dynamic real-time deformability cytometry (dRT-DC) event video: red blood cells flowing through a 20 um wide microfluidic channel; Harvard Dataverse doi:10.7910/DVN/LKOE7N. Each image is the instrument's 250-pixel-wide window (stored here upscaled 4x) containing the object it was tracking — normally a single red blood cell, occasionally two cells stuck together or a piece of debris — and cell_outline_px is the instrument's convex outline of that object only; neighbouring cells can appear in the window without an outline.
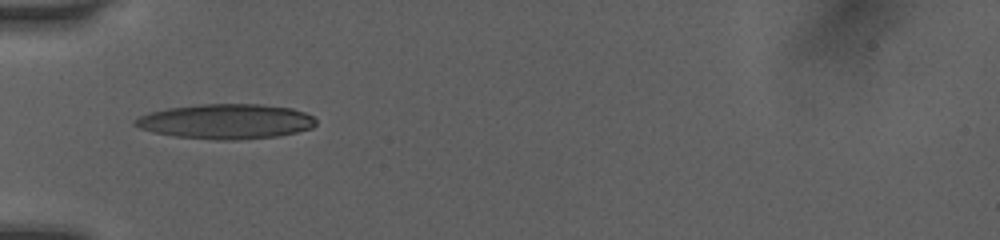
{"species": "human", "species_latin": "Homo sapiens", "temperature_condition": "room temperature", "stored_images_in_passage": 31, "camera_frame_rate_fps": 3000, "um_per_image_px": 0.085, "donor": {"sex": "female"}, "frame": {"image": 1, "passage_image": 1, "time_ms": 0.0, "image_size_px": [1000, 240], "cell_outline_px": [[316, 124], [312, 128], [280, 136], [236, 140], [216, 140], [176, 136], [152, 132], [140, 128], [132, 124], [140, 116], [148, 112], [168, 108], [200, 104], [260, 104], [292, 108], [304, 112], [312, 116], [316, 120]], "centroid_in_image_um": [19.22, 10.32], "position_along_channel_um": 65.8, "area_um2": 36.88}}
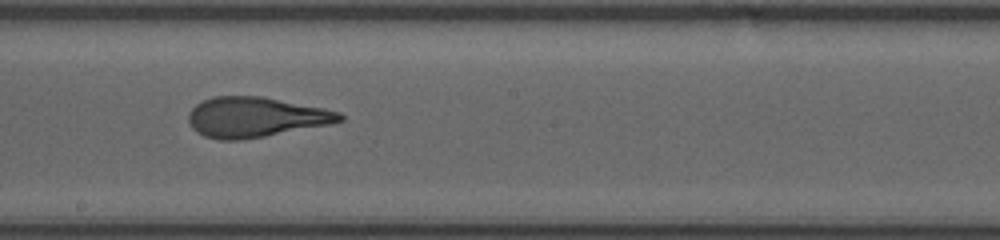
{"frame": {"image": 2, "passage_image": 13, "time_ms": 4.0, "image_size_px": [1000, 240], "cell_outline_px": [[344, 120], [332, 124], [264, 136], [236, 140], [220, 140], [204, 136], [196, 132], [192, 128], [188, 120], [188, 112], [196, 104], [212, 96], [260, 96], [324, 108], [340, 112], [344, 116]], "centroid_in_image_um": [21.71, 9.96], "position_along_channel_um": 226.5, "area_um2": 35.32}}
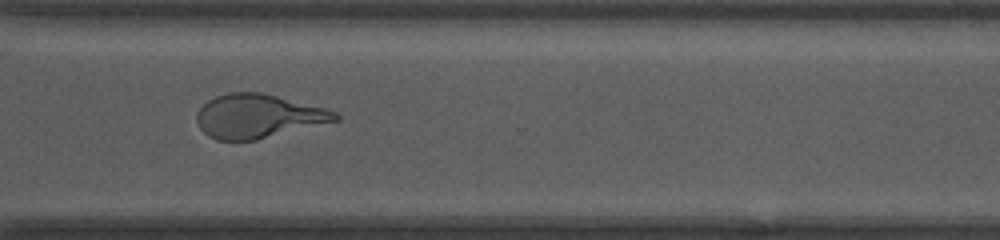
{"frame": {"image": 3, "passage_image": 22, "time_ms": 7.0, "image_size_px": [1000, 240], "cell_outline_px": [[340, 120], [256, 140], [216, 140], [208, 136], [200, 128], [196, 120], [196, 112], [208, 100], [216, 96], [228, 92], [260, 92], [324, 108], [336, 112], [340, 116]], "centroid_in_image_um": [21.91, 9.88], "position_along_channel_um": 348.7, "area_um2": 35.2}, "authors_computed_cell_mechanics": {"area_um2": 35.2002, "velocity_mm_per_s": 4.0897, "shape_relaxation_time_tau1_ms": 4.3584, "shape_relaxation_time_tau2_ms": 1.0827, "deformation_change_tau1": 0.2207, "deformation_change_tau2": 0.0905}}